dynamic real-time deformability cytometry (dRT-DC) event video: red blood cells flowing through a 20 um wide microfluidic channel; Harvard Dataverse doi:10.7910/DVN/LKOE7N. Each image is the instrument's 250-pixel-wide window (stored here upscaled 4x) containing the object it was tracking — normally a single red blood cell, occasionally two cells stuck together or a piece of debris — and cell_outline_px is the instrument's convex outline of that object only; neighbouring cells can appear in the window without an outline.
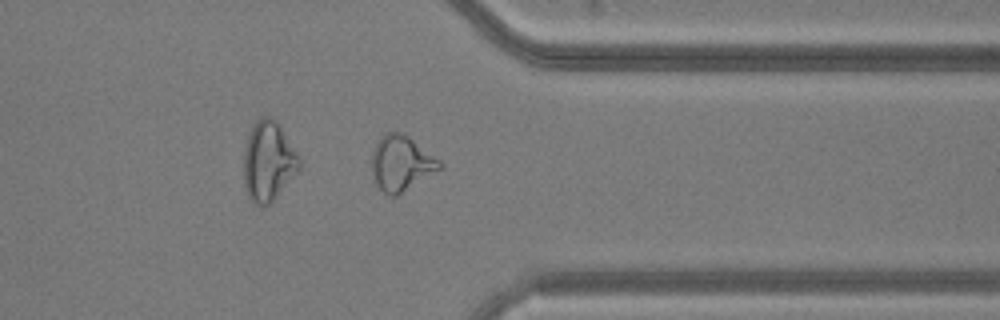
{"species": "common noctule bat (a hibernating species)", "species_latin": "Nyctalus noctula", "temperature_condition": "warm", "stored_images_in_passage": 36, "camera_frame_rate_fps": 3000, "um_per_image_px": 0.085, "animal": {"sex": "male", "body_mass_g": 20.5, "forearm_length_mm": 52.5}, "frame": {"image": 1, "passage_image": 26, "time_ms": 8.333, "image_size_px": [1000, 320], "cell_outline_px": [[444, 168], [396, 196], [392, 196], [384, 192], [376, 184], [372, 176], [372, 152], [376, 144], [384, 132], [404, 132], [440, 160], [444, 164]], "centroid_in_image_um": [34.13, 13.87], "position_along_channel_um": 377.3, "area_um2": 22.08}}
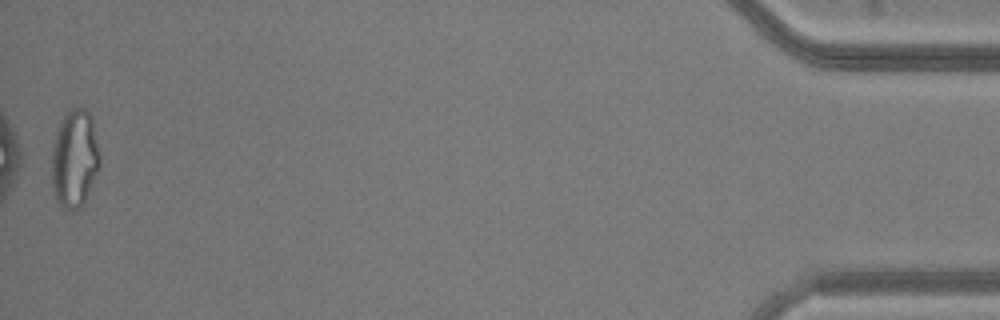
{"frame": {"image": 2, "passage_image": 36, "time_ms": 11.667, "image_size_px": [1000, 320], "cell_outline_px": [[100, 164], [84, 204], [80, 208], [60, 208], [52, 192], [52, 148], [56, 132], [60, 120], [72, 108], [84, 108], [92, 116], [100, 156]], "centroid_in_image_um": [6.33, 13.49], "position_along_channel_um": 428.9, "area_um2": 27.57}}